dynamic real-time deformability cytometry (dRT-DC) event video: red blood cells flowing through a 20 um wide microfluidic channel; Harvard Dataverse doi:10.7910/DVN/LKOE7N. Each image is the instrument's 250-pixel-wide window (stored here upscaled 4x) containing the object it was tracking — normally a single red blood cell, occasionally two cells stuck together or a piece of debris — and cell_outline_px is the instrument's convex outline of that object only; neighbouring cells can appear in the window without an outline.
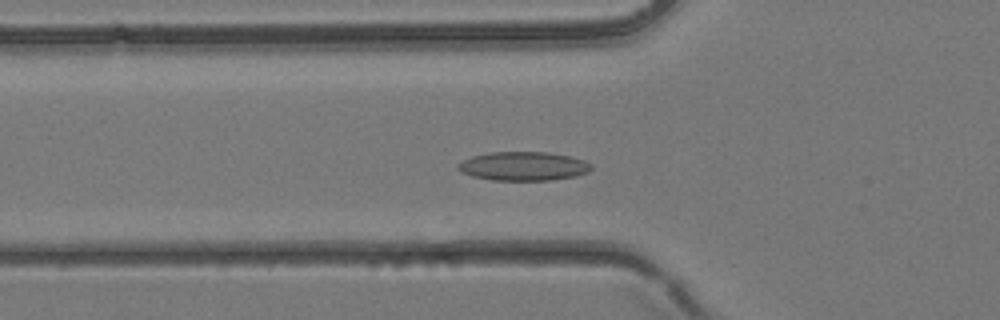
{"species": "common noctule bat (a hibernating species)", "species_latin": "Nyctalus noctula", "temperature_condition": "room temperature", "stored_images_in_passage": 17, "camera_frame_rate_fps": 3000, "um_per_image_px": 0.085, "animal": {"sex": "female", "body_mass_g": 24.6, "forearm_length_mm": 56.2}, "frame": {"image": 1, "passage_image": 8, "time_ms": 2.333, "image_size_px": [1000, 320], "cell_outline_px": [[592, 168], [588, 172], [576, 176], [548, 180], [492, 180], [472, 176], [460, 172], [456, 168], [456, 164], [472, 156], [488, 152], [548, 152], [568, 156], [584, 160], [592, 164]], "centroid_in_image_um": [44.46, 14.12], "position_along_channel_um": 81.3, "area_um2": 22.48}}
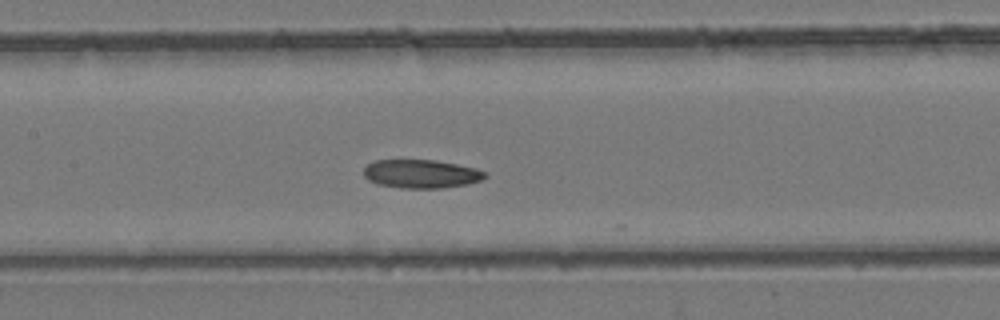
{"frame": {"image": 2, "passage_image": 13, "time_ms": 4.0, "image_size_px": [1000, 320], "cell_outline_px": [[488, 176], [480, 180], [468, 184], [440, 188], [400, 188], [376, 184], [368, 180], [364, 176], [364, 168], [368, 164], [376, 160], [436, 160], [476, 168], [488, 172]], "centroid_in_image_um": [35.81, 14.78], "position_along_channel_um": 171.6, "area_um2": 20.29}}
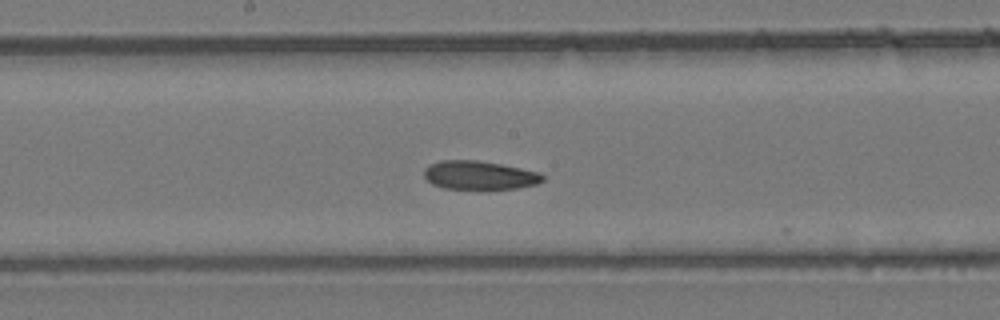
{"frame": {"image": 3, "passage_image": 15, "time_ms": 4.667, "image_size_px": [1000, 320], "cell_outline_px": [[544, 180], [536, 184], [516, 188], [444, 188], [432, 184], [424, 176], [424, 168], [428, 164], [440, 160], [476, 160], [500, 164], [540, 172], [544, 176]], "centroid_in_image_um": [40.72, 14.87], "position_along_channel_um": 207.5, "area_um2": 19.59}}